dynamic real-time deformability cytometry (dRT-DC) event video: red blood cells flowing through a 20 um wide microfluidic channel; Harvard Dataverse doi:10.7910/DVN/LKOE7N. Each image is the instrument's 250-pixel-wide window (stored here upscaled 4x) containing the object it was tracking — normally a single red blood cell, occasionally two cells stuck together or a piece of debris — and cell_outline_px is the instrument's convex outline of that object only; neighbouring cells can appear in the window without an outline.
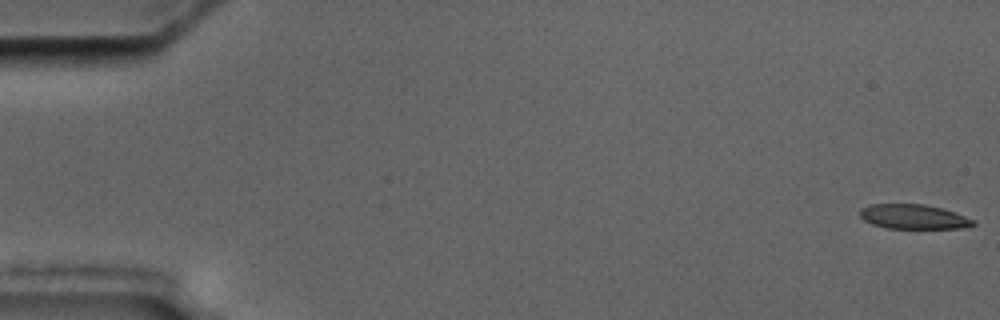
{"species": "common noctule bat (a hibernating species)", "species_latin": "Nyctalus noctula", "temperature_condition": "cold", "stored_images_in_passage": 6, "camera_frame_rate_fps": 3000, "um_per_image_px": 0.085, "animal": {"sex": "male", "body_mass_g": 17.5, "forearm_length_mm": 52.3}, "frame": {"image": 1, "passage_image": 1, "time_ms": 0.0, "image_size_px": [1000, 320], "cell_outline_px": [[976, 224], [960, 228], [888, 228], [872, 224], [864, 220], [860, 216], [860, 208], [868, 204], [924, 204], [940, 208], [976, 220]], "centroid_in_image_um": [77.61, 18.41], "position_along_channel_um": 7.4, "area_um2": 16.07}}
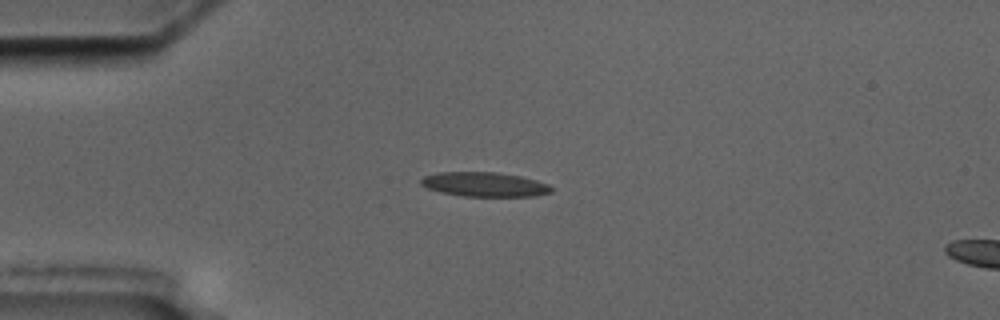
{"frame": {"image": 2, "passage_image": 5, "time_ms": 4.667, "image_size_px": [1000, 320], "cell_outline_px": [[552, 192], [536, 196], [464, 196], [440, 192], [428, 188], [420, 184], [420, 180], [424, 176], [440, 172], [496, 172], [520, 176], [536, 180], [548, 184], [552, 188]], "centroid_in_image_um": [41.19, 15.67], "position_along_channel_um": 43.8, "area_um2": 18.5}}